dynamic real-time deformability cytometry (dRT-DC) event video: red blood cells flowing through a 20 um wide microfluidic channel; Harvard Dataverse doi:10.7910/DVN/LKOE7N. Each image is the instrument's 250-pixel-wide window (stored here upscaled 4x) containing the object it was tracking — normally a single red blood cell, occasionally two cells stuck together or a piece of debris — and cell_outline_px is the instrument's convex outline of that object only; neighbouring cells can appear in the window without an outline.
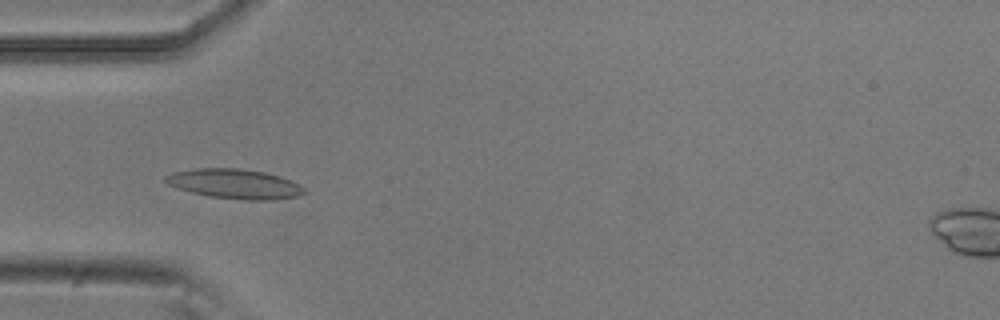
{"species": "common noctule bat (a hibernating species)", "species_latin": "Nyctalus noctula", "temperature_condition": "room temperature", "stored_images_in_passage": 40, "camera_frame_rate_fps": 3000, "um_per_image_px": 0.085, "animal": {"sex": "male", "body_mass_g": 20.5, "forearm_length_mm": 52.5}, "frame": {"image": 1, "passage_image": 11, "time_ms": 3.333, "image_size_px": [1000, 320], "cell_outline_px": [[308, 192], [300, 196], [272, 200], [244, 200], [208, 196], [176, 188], [168, 184], [164, 180], [164, 176], [172, 172], [196, 168], [240, 168], [264, 172], [280, 176], [300, 184]], "centroid_in_image_um": [19.97, 15.63], "position_along_channel_um": 65.0, "area_um2": 24.22}}
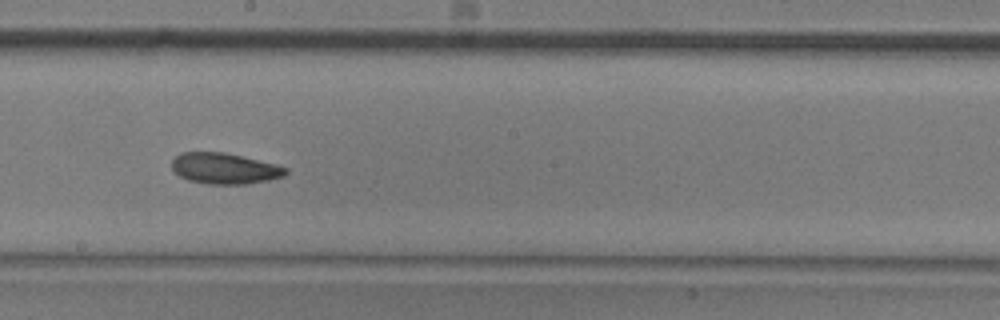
{"frame": {"image": 2, "passage_image": 24, "time_ms": 7.667, "image_size_px": [1000, 320], "cell_outline_px": [[288, 172], [284, 176], [268, 180], [248, 184], [208, 184], [188, 180], [180, 176], [172, 168], [172, 160], [180, 152], [224, 152], [276, 164], [288, 168]], "centroid_in_image_um": [19.1, 14.32], "position_along_channel_um": 229.1, "area_um2": 20.52}}
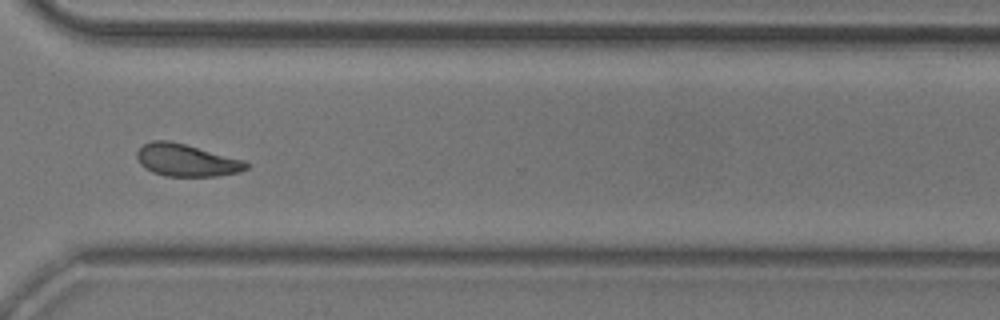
{"frame": {"image": 3, "passage_image": 34, "time_ms": 11.0, "image_size_px": [1000, 320], "cell_outline_px": [[248, 168], [240, 172], [216, 176], [164, 176], [152, 172], [144, 168], [140, 164], [136, 156], [136, 152], [144, 144], [152, 140], [168, 140], [184, 144], [244, 160], [248, 164]], "centroid_in_image_um": [15.82, 13.62], "position_along_channel_um": 354.8, "area_um2": 20.52}, "authors_computed_cell_mechanics": {"area_um2": 20.7502, "velocity_mm_per_s": 3.7723, "shape_relaxation_time_tau1_ms": 4.6239, "shape_relaxation_time_tau2_ms": 6.5104, "deformation_change_tau1": 0.1128, "deformation_change_tau2": 0.1316}}